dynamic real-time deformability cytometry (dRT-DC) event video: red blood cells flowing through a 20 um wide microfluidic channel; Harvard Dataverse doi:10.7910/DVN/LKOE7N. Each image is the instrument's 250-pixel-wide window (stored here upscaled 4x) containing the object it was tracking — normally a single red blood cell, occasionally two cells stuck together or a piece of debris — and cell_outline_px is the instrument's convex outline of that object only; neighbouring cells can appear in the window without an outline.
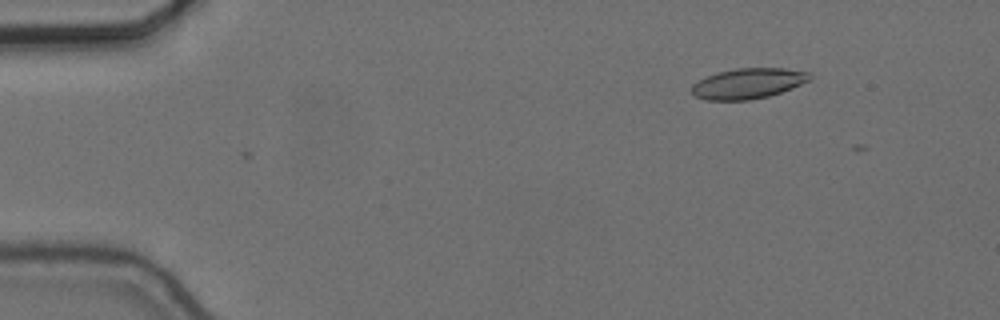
{"species": "common noctule bat (a hibernating species)", "species_latin": "Nyctalus noctula", "temperature_condition": "cold", "stored_images_in_passage": 2, "camera_frame_rate_fps": 3000, "um_per_image_px": 0.085, "animal": {"sex": "female", "body_mass_g": 24.6, "forearm_length_mm": 56.2}, "frame": {"image": 1, "passage_image": 2, "time_ms": 0.333, "image_size_px": [1000, 320], "cell_outline_px": [[812, 80], [792, 88], [768, 96], [748, 100], [708, 100], [696, 96], [692, 92], [692, 84], [716, 72], [736, 68], [784, 68], [808, 72], [812, 76]], "centroid_in_image_um": [63.62, 7.08], "position_along_channel_um": 21.4, "area_um2": 20.87}}